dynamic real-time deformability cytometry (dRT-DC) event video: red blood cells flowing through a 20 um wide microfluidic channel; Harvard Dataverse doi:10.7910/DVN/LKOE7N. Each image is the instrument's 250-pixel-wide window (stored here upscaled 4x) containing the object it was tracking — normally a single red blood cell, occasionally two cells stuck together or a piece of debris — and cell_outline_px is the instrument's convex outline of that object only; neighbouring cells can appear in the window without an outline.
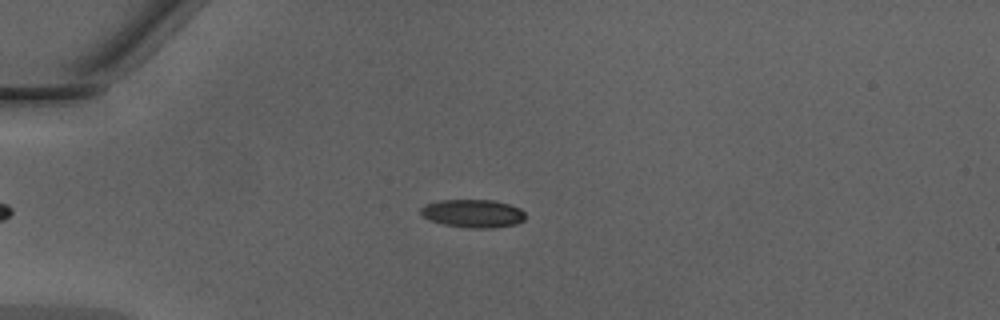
{"species": "Egyptian fruit bat (a non-hibernating species)", "species_latin": "Rousettus aegyptiacus", "temperature_condition": "warm", "stored_images_in_passage": 45, "camera_frame_rate_fps": 3000, "um_per_image_px": 0.085, "animal": {"sex": "male"}, "frame": {"image": 1, "passage_image": 14, "time_ms": 4.333, "image_size_px": [1000, 320], "cell_outline_px": [[524, 220], [516, 224], [492, 228], [472, 228], [444, 224], [428, 220], [420, 212], [420, 208], [424, 204], [440, 200], [492, 200], [508, 204], [520, 208], [524, 212]], "centroid_in_image_um": [40.18, 18.14], "position_along_channel_um": 44.8, "area_um2": 17.11}}
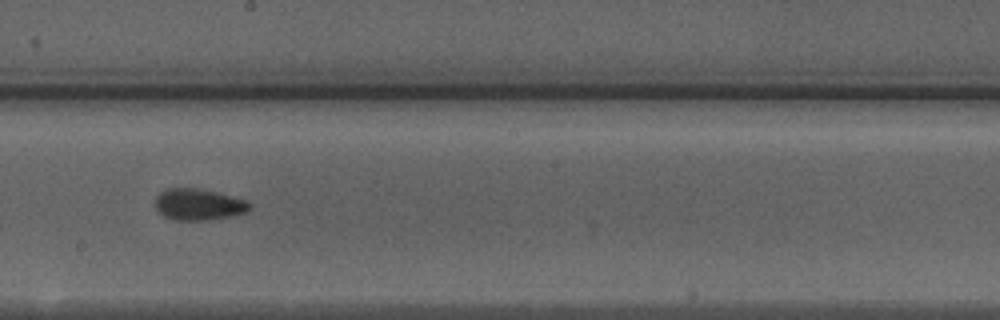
{"frame": {"image": 2, "passage_image": 29, "time_ms": 9.333, "image_size_px": [1000, 320], "cell_outline_px": [[252, 208], [244, 212], [228, 216], [208, 220], [172, 220], [156, 212], [156, 196], [160, 192], [168, 188], [196, 188], [216, 192], [248, 200], [252, 204]], "centroid_in_image_um": [16.86, 17.38], "position_along_channel_um": 231.3, "area_um2": 17.34}}
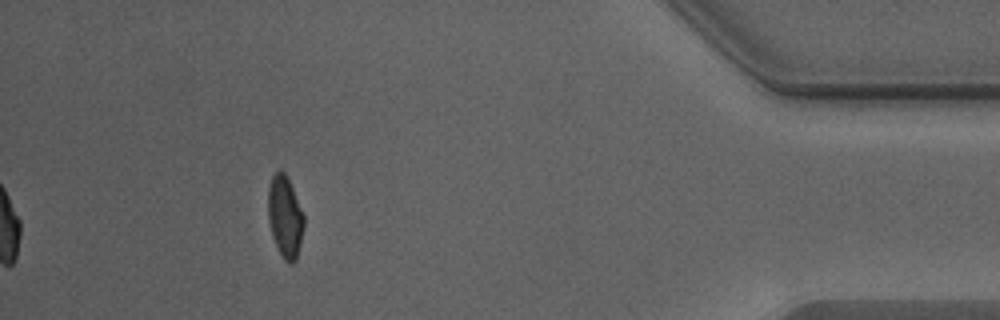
{"frame": {"image": 3, "passage_image": 45, "time_ms": 14.667, "image_size_px": [1000, 320], "cell_outline_px": [[304, 228], [296, 260], [292, 264], [288, 264], [284, 260], [272, 236], [268, 220], [268, 188], [272, 176], [280, 168], [284, 172], [292, 188], [304, 216]], "centroid_in_image_um": [24.22, 18.44], "position_along_channel_um": 411.0, "area_um2": 16.94}, "authors_computed_cell_mechanics": {"area_um2": 16.9932, "velocity_mm_per_s": 4.3212, "shape_relaxation_time_tau1_ms": 3.2112, "shape_relaxation_time_tau2_ms": 1.3237, "deformation_change_tau1": 0.1167, "deformation_change_tau2": 0.0752}}